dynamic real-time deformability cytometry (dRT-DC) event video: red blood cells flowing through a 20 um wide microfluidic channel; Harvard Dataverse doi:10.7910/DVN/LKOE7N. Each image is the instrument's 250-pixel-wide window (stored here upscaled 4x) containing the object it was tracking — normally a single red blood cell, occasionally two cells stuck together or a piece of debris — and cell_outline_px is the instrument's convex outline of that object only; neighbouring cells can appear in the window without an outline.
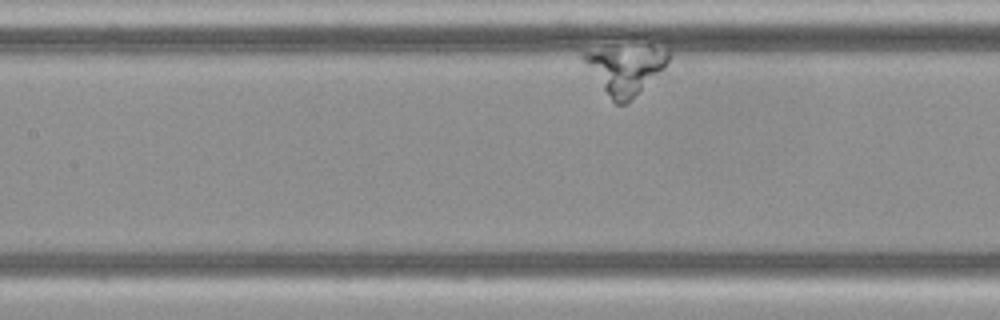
{"species": "Egyptian fruit bat (a non-hibernating species)", "species_latin": "Rousettus aegyptiacus", "temperature_condition": "cold", "stored_images_in_passage": 4, "camera_frame_rate_fps": 3000, "um_per_image_px": 0.085, "frame": {"image": 1, "passage_image": 4, "time_ms": 1.0, "image_size_px": [1000, 320], "cell_outline_px": [[668, 60], [664, 68], [632, 100], [624, 104], [616, 104], [612, 100], [580, 56], [584, 52], [668, 52]], "centroid_in_image_um": [53.12, 6.09], "position_along_channel_um": 154.3, "area_um2": 21.04}}